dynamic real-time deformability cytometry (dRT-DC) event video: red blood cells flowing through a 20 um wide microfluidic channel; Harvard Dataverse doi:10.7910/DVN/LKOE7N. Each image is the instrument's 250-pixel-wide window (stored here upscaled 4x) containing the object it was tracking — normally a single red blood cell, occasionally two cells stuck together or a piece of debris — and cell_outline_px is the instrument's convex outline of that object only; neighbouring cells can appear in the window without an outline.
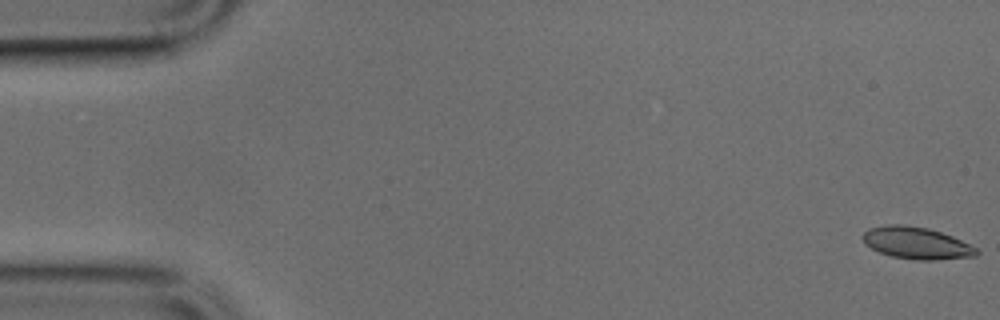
{"species": "common noctule bat (a hibernating species)", "species_latin": "Nyctalus noctula", "temperature_condition": "cold", "stored_images_in_passage": 50, "camera_frame_rate_fps": 3000, "um_per_image_px": 0.085, "animal": {"sex": "male", "body_mass_g": 17.9, "forearm_length_mm": 54.2}, "frame": {"image": 1, "passage_image": 1, "time_ms": 0.0, "image_size_px": [1000, 320], "cell_outline_px": [[980, 252], [976, 256], [936, 260], [916, 260], [892, 256], [880, 252], [864, 244], [864, 232], [872, 228], [888, 224], [904, 224], [928, 228], [952, 236], [976, 248]], "centroid_in_image_um": [77.92, 20.66], "position_along_channel_um": 7.1, "area_um2": 20.98}}
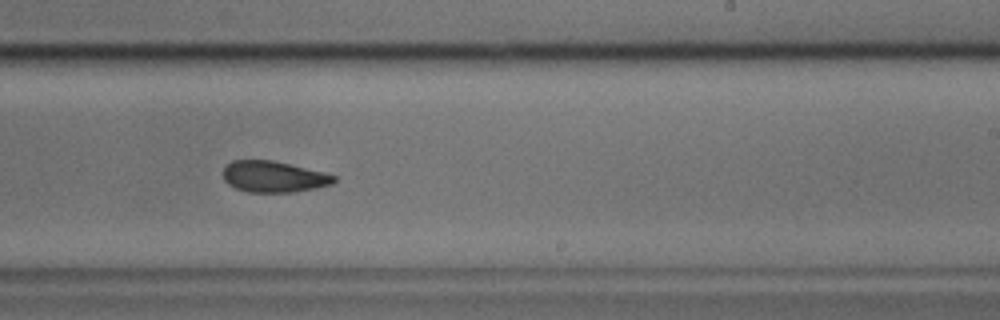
{"frame": {"image": 2, "passage_image": 30, "time_ms": 9.667, "image_size_px": [1000, 320], "cell_outline_px": [[336, 180], [332, 184], [316, 188], [292, 192], [248, 192], [236, 188], [228, 184], [224, 180], [224, 168], [232, 160], [272, 160], [324, 172], [336, 176]], "centroid_in_image_um": [23.27, 15.02], "position_along_channel_um": 265.7, "area_um2": 20.06}}
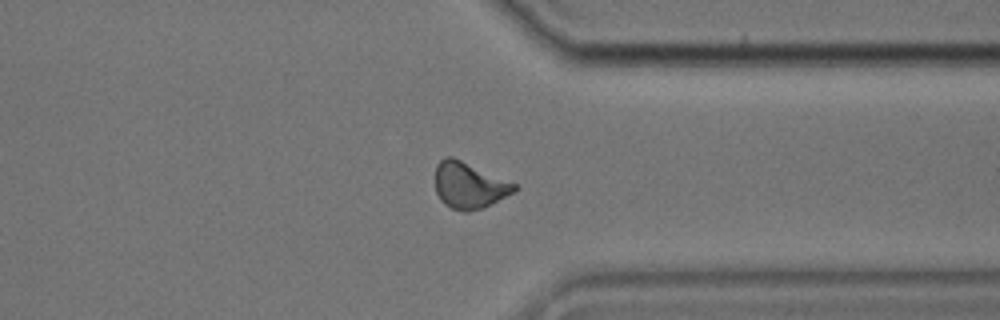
{"frame": {"image": 3, "passage_image": 38, "time_ms": 12.333, "image_size_px": [1000, 320], "cell_outline_px": [[520, 188], [484, 208], [468, 212], [464, 212], [452, 208], [444, 204], [440, 200], [436, 192], [436, 164], [444, 156], [452, 156], [516, 184]], "centroid_in_image_um": [39.86, 15.76], "position_along_channel_um": 371.5, "area_um2": 21.27}}